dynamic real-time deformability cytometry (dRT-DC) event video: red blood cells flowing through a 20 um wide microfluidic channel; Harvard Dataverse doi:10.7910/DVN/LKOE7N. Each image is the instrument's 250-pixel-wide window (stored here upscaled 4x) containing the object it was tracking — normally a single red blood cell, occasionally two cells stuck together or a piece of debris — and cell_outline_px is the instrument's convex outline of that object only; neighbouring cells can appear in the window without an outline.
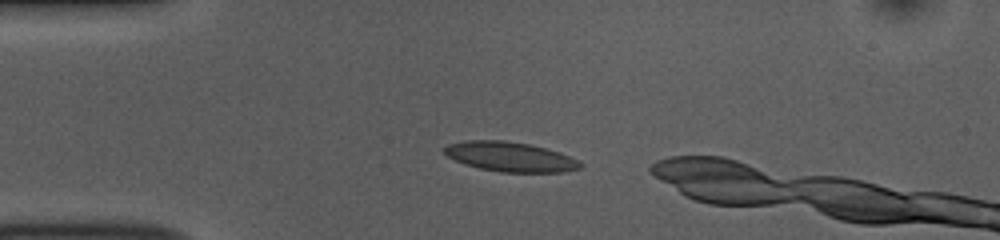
{"species": "common noctule bat (a hibernating species)", "species_latin": "Nyctalus noctula", "temperature_condition": "room temperature", "stored_images_in_passage": 11, "camera_frame_rate_fps": 3000, "um_per_image_px": 0.085, "animal": {"sex": "female", "body_mass_g": 10.0, "forearm_length_mm": 53.1}, "frame": {"image": 1, "passage_image": 4, "time_ms": 1.0, "image_size_px": [1000, 240], "cell_outline_px": [[584, 164], [580, 168], [564, 172], [500, 172], [480, 168], [464, 164], [448, 156], [444, 152], [444, 148], [448, 144], [464, 140], [504, 140], [532, 144], [560, 152], [580, 160]], "centroid_in_image_um": [43.41, 13.32], "position_along_channel_um": 41.6, "area_um2": 23.7}}
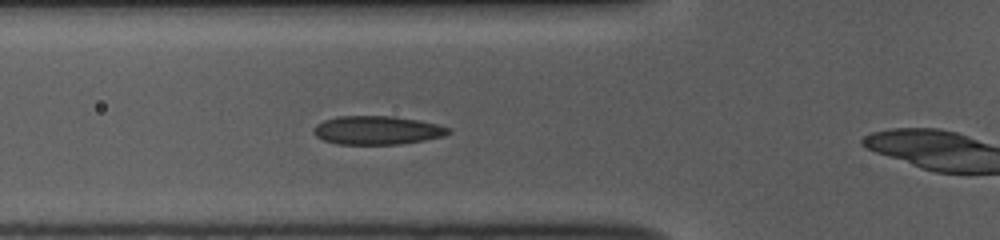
{"frame": {"image": 2, "passage_image": 10, "time_ms": 3.0, "image_size_px": [1000, 240], "cell_outline_px": [[452, 132], [444, 136], [424, 140], [400, 144], [336, 144], [324, 140], [316, 136], [312, 132], [312, 128], [316, 124], [324, 120], [336, 116], [392, 116], [420, 120], [436, 124], [448, 128]], "centroid_in_image_um": [32.02, 11.07], "position_along_channel_um": 93.8, "area_um2": 22.54}}